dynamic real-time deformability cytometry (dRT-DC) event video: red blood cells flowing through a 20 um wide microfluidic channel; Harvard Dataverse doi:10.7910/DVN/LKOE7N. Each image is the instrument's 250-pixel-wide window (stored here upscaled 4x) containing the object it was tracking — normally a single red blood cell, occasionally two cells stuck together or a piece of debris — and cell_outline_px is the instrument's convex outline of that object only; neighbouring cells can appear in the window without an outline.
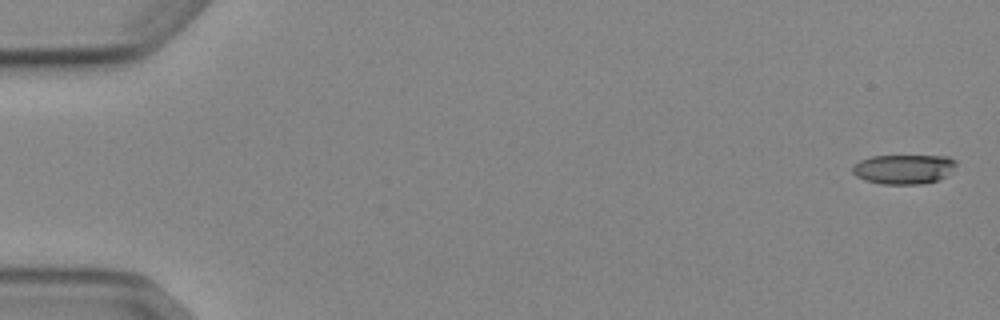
{"species": "Egyptian fruit bat (a non-hibernating species)", "species_latin": "Rousettus aegyptiacus", "temperature_condition": "cold", "stored_images_in_passage": 5, "camera_frame_rate_fps": 3000, "um_per_image_px": 0.085, "animal": {"sex": "female"}, "frame": {"image": 1, "passage_image": 1, "time_ms": 0.0, "image_size_px": [1000, 320], "cell_outline_px": [[956, 164], [940, 180], [924, 184], [884, 184], [864, 180], [856, 176], [852, 172], [852, 168], [860, 160], [872, 156], [948, 156], [956, 160]], "centroid_in_image_um": [76.8, 14.38], "position_along_channel_um": 8.2, "area_um2": 17.74}}
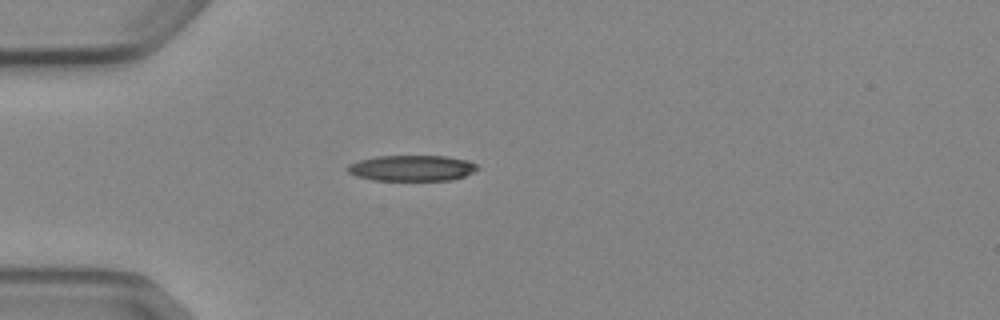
{"frame": {"image": 2, "passage_image": 5, "time_ms": 4.667, "image_size_px": [1000, 320], "cell_outline_px": [[480, 168], [464, 176], [452, 180], [372, 180], [356, 176], [348, 172], [344, 168], [348, 164], [360, 160], [376, 156], [448, 156], [468, 160], [476, 164]], "centroid_in_image_um": [34.99, 14.28], "position_along_channel_um": 50.0, "area_um2": 19.65}}